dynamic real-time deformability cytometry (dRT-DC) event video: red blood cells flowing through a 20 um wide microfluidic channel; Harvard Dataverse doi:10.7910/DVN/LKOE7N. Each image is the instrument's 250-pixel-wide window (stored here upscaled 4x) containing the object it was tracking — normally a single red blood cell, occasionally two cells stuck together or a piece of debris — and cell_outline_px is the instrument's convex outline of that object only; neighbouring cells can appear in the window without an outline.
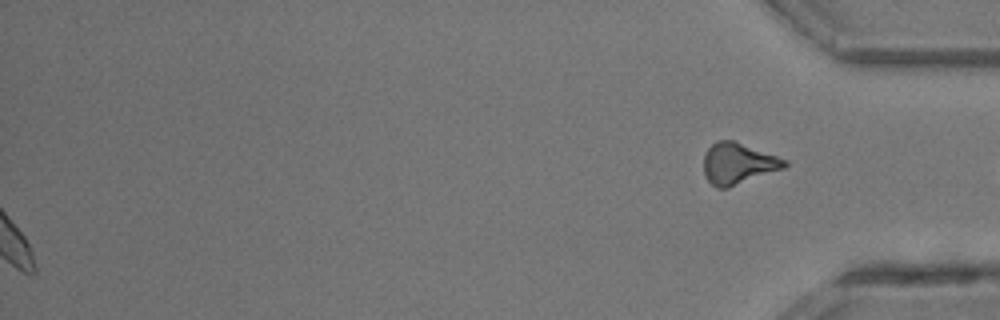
{"species": "common noctule bat (a hibernating species)", "species_latin": "Nyctalus noctula", "temperature_condition": "room temperature", "stored_images_in_passage": 32, "segment_of_instrument_passage": [2, 2], "camera_frame_rate_fps": 3000, "um_per_image_px": 0.085, "animal": {"sex": "male", "body_mass_g": 13.3}, "frame": {"image": 1, "passage_image": 32, "time_ms": 10.333, "image_size_px": [1000, 320], "cell_outline_px": [[788, 164], [784, 168], [728, 188], [716, 188], [708, 180], [704, 172], [704, 156], [708, 148], [716, 140], [732, 140], [788, 160]], "centroid_in_image_um": [62.73, 13.9], "position_along_channel_um": 372.5, "area_um2": 19.25}}